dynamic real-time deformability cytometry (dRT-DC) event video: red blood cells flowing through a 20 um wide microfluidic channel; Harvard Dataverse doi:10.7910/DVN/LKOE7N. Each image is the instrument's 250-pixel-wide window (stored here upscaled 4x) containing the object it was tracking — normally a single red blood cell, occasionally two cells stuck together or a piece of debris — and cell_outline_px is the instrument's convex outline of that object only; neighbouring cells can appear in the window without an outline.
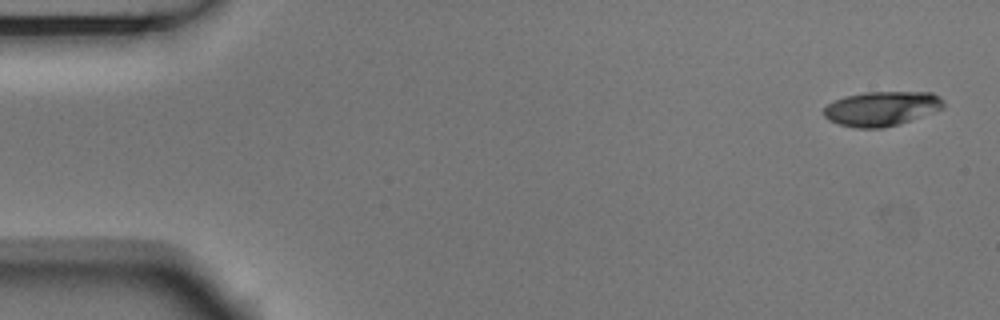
{"species": "Egyptian fruit bat (a non-hibernating species)", "species_latin": "Rousettus aegyptiacus", "temperature_condition": "room temperature", "stored_images_in_passage": 5, "camera_frame_rate_fps": 3000, "um_per_image_px": 0.085, "animal": {"sex": "male"}, "frame": {"image": 1, "passage_image": 1, "time_ms": 0.0, "image_size_px": [1000, 320], "cell_outline_px": [[944, 108], [900, 124], [880, 128], [856, 128], [840, 124], [828, 120], [824, 116], [824, 108], [828, 104], [844, 96], [864, 92], [932, 92], [940, 96], [944, 100]], "centroid_in_image_um": [74.96, 9.22], "position_along_channel_um": 10.0, "area_um2": 24.16}}
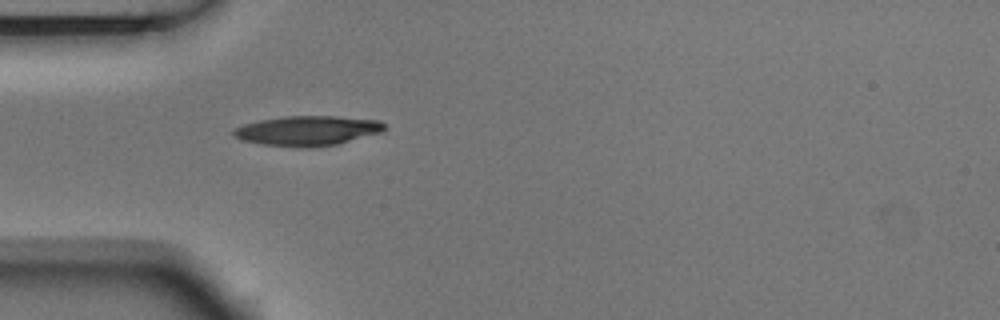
{"frame": {"image": 2, "passage_image": 5, "time_ms": 1.333, "image_size_px": [1000, 320], "cell_outline_px": [[388, 128], [384, 132], [336, 144], [312, 148], [300, 148], [260, 144], [240, 140], [232, 136], [232, 132], [236, 128], [244, 124], [260, 120], [288, 116], [332, 116], [380, 120]], "centroid_in_image_um": [26.15, 11.12], "position_along_channel_um": 58.8, "area_um2": 26.47}}